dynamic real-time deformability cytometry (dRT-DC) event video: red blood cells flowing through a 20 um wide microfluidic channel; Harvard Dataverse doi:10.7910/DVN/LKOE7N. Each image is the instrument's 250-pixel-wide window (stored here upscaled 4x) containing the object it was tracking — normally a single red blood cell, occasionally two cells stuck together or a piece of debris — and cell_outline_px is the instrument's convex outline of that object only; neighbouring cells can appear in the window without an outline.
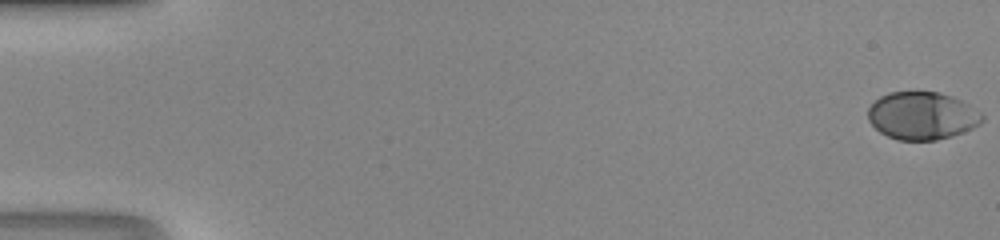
{"species": "human", "species_latin": "Homo sapiens", "temperature_condition": "room temperature", "stored_images_in_passage": 49, "camera_frame_rate_fps": 3000, "um_per_image_px": 0.085, "donor": {"sex": "male"}, "frame": {"image": 1, "passage_image": 1, "time_ms": 0.0, "image_size_px": [1000, 240], "cell_outline_px": [[984, 120], [980, 124], [972, 128], [952, 136], [936, 140], [896, 140], [880, 132], [868, 120], [868, 108], [880, 96], [888, 92], [940, 92], [952, 96], [968, 104], [980, 112], [984, 116]], "centroid_in_image_um": [78.38, 9.84], "position_along_channel_um": 6.6, "area_um2": 31.73}}
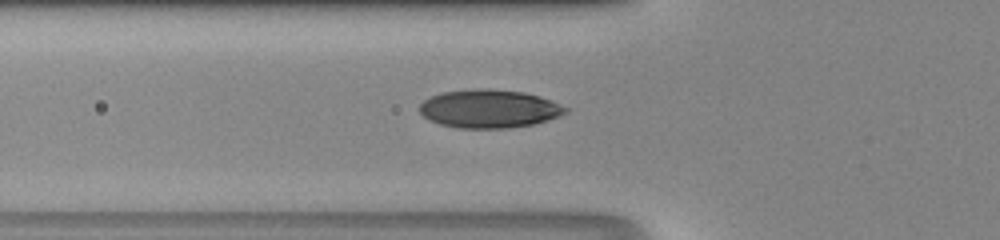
{"frame": {"image": 2, "passage_image": 19, "time_ms": 6.0, "image_size_px": [1000, 240], "cell_outline_px": [[568, 112], [560, 116], [532, 124], [504, 128], [456, 128], [440, 124], [424, 116], [420, 112], [420, 104], [424, 100], [432, 96], [444, 92], [472, 88], [480, 88], [524, 92], [540, 96], [552, 100], [568, 108]], "centroid_in_image_um": [41.6, 9.24], "position_along_channel_um": 84.2, "area_um2": 32.43}}
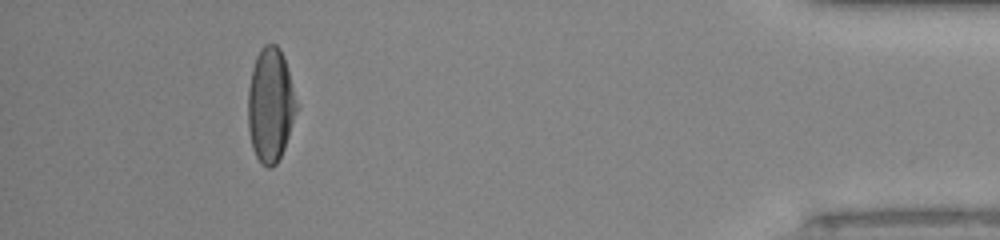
{"frame": {"image": 3, "passage_image": 45, "time_ms": 14.667, "image_size_px": [1000, 240], "cell_outline_px": [[296, 108], [288, 136], [284, 148], [276, 164], [272, 168], [268, 168], [260, 164], [252, 148], [248, 128], [248, 88], [252, 68], [256, 56], [260, 48], [264, 44], [276, 44], [280, 48], [288, 72], [296, 104]], "centroid_in_image_um": [22.94, 8.94], "position_along_channel_um": 412.3, "area_um2": 31.85}}